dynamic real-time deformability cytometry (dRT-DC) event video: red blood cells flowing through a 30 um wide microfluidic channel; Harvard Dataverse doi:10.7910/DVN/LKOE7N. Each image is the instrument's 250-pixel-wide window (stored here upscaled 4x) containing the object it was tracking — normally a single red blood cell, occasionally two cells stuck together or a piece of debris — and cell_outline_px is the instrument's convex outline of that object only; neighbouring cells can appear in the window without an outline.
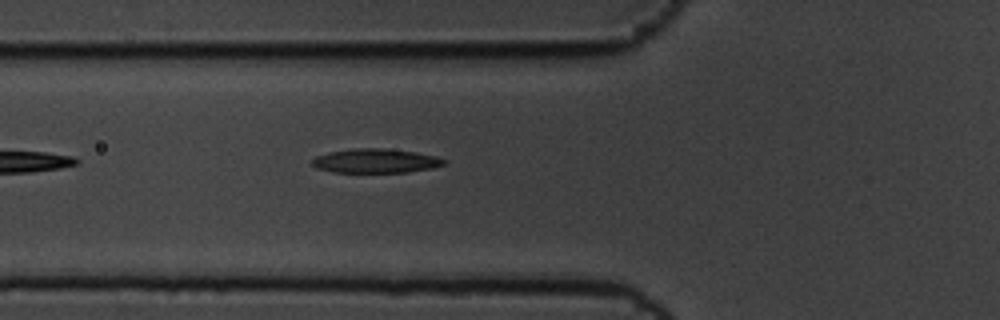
{"species": "common noctule bat (a hibernating species)", "species_latin": "Nyctalus noctula", "temperature_condition": "cold", "stored_images_in_passage": 6, "camera_frame_rate_fps": 3000, "um_per_image_px": 0.085, "animal": {"sex": "male", "body_mass_g": 19.5, "forearm_length_mm": 54.6}, "frame": {"image": 1, "passage_image": 6, "time_ms": 1.667, "image_size_px": [1000, 320], "cell_outline_px": [[448, 164], [432, 168], [408, 172], [332, 172], [316, 168], [312, 164], [312, 160], [316, 156], [328, 152], [352, 148], [384, 148], [416, 152], [436, 156], [448, 160]], "centroid_in_image_um": [31.96, 13.67], "position_along_channel_um": 93.8, "area_um2": 18.79}}